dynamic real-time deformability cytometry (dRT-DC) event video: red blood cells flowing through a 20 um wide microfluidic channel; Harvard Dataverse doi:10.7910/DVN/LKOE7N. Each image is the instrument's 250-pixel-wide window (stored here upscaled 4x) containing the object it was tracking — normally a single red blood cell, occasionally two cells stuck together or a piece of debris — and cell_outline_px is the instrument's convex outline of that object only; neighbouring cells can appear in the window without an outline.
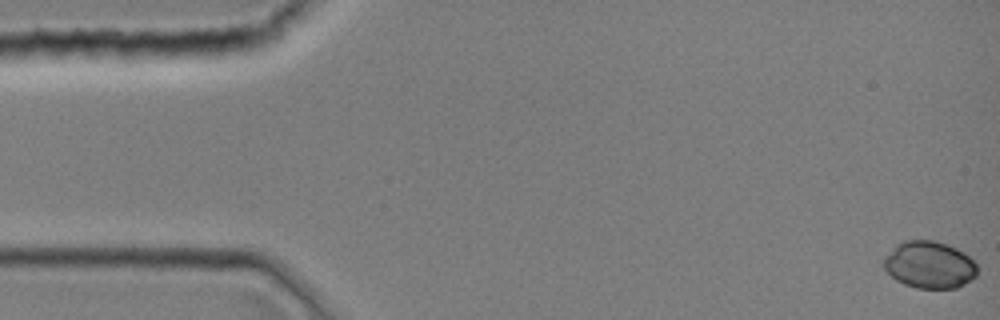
{"species": "common noctule bat (a hibernating species)", "species_latin": "Nyctalus noctula", "temperature_condition": "room temperature", "stored_images_in_passage": 44, "camera_frame_rate_fps": 3000, "um_per_image_px": 0.085, "animal": {"sex": "female", "body_mass_g": 19.0, "forearm_length_mm": 51.5}, "frame": {"image": 1, "passage_image": 1, "time_ms": 0.0, "image_size_px": [1000, 320], "cell_outline_px": [[976, 276], [964, 284], [956, 288], [916, 288], [904, 284], [896, 280], [884, 268], [884, 256], [896, 244], [904, 240], [932, 240], [948, 244], [964, 252], [976, 264]], "centroid_in_image_um": [78.98, 22.5], "position_along_channel_um": 6.0, "area_um2": 25.66}}
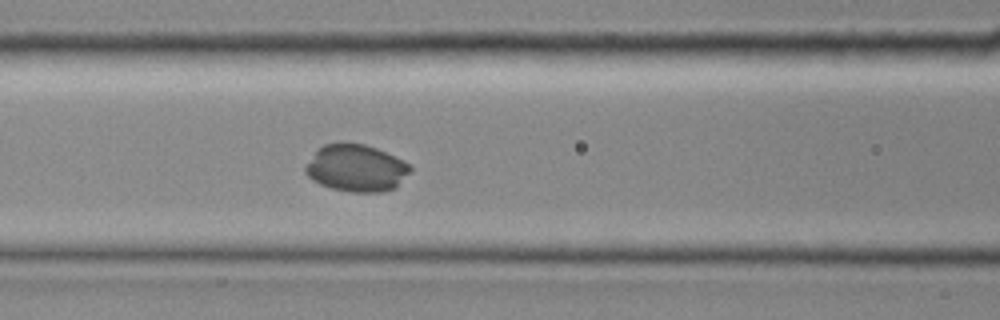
{"frame": {"image": 2, "passage_image": 19, "time_ms": 6.0, "image_size_px": [1000, 320], "cell_outline_px": [[412, 168], [396, 188], [384, 192], [352, 192], [332, 188], [320, 184], [312, 180], [304, 172], [304, 168], [316, 148], [324, 144], [340, 140], [344, 140], [364, 144], [376, 148], [404, 160]], "centroid_in_image_um": [30.24, 14.25], "position_along_channel_um": 136.4, "area_um2": 29.3}}
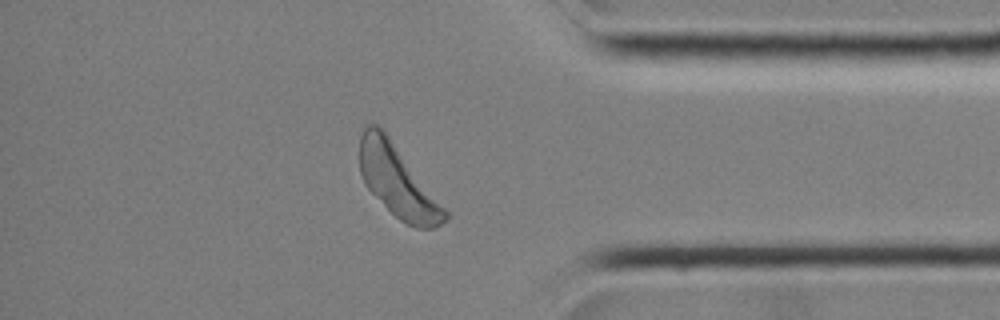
{"frame": {"image": 3, "passage_image": 38, "time_ms": 12.333, "image_size_px": [1000, 320], "cell_outline_px": [[448, 220], [432, 228], [416, 228], [400, 220], [364, 184], [360, 176], [360, 136], [364, 124], [376, 124], [388, 136], [448, 212]], "centroid_in_image_um": [33.77, 15.4], "position_along_channel_um": 401.4, "area_um2": 34.68}}